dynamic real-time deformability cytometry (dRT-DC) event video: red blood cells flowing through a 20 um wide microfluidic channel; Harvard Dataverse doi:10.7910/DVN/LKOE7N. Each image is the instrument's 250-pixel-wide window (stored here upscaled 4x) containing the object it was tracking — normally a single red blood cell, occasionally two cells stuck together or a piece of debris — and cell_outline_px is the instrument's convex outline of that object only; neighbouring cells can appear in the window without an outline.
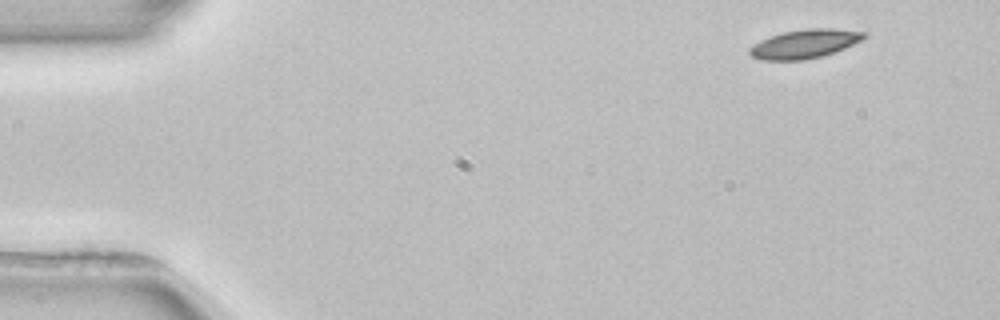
{"species": "common noctule bat (a hibernating species)", "species_latin": "Nyctalus noctula", "temperature_condition": "room temperature", "stored_images_in_passage": 5, "camera_frame_rate_fps": 3000, "um_per_image_px": 0.085, "animal": {"sex": "female", "body_mass_g": 22.7, "forearm_length_mm": 54.2}, "frame": {"image": 1, "passage_image": 1, "time_ms": 0.0, "image_size_px": [1000, 320], "cell_outline_px": [[868, 36], [844, 48], [820, 56], [804, 60], [760, 60], [752, 56], [748, 52], [748, 48], [760, 40], [784, 32], [808, 28], [832, 28], [868, 32]], "centroid_in_image_um": [68.38, 3.72], "position_along_channel_um": 16.6, "area_um2": 19.07}}
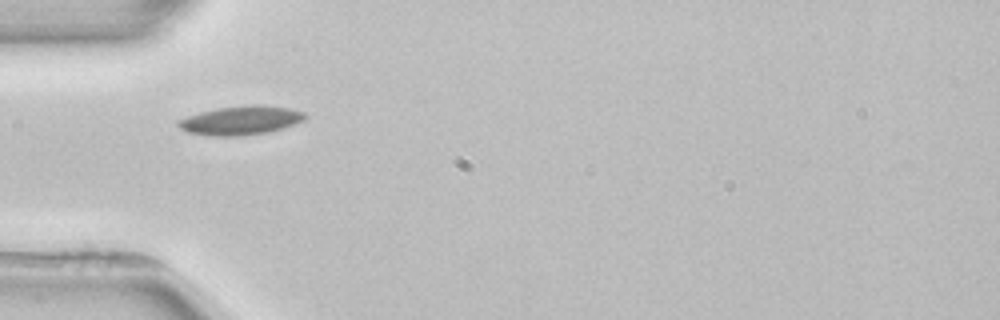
{"frame": {"image": 2, "passage_image": 4, "time_ms": 4.0, "image_size_px": [1000, 320], "cell_outline_px": [[308, 116], [304, 120], [296, 124], [284, 128], [268, 132], [240, 136], [212, 136], [188, 132], [180, 128], [176, 124], [180, 120], [188, 116], [200, 112], [216, 108], [252, 104], [292, 108], [304, 112]], "centroid_in_image_um": [20.51, 10.23], "position_along_channel_um": 64.5, "area_um2": 21.44}}